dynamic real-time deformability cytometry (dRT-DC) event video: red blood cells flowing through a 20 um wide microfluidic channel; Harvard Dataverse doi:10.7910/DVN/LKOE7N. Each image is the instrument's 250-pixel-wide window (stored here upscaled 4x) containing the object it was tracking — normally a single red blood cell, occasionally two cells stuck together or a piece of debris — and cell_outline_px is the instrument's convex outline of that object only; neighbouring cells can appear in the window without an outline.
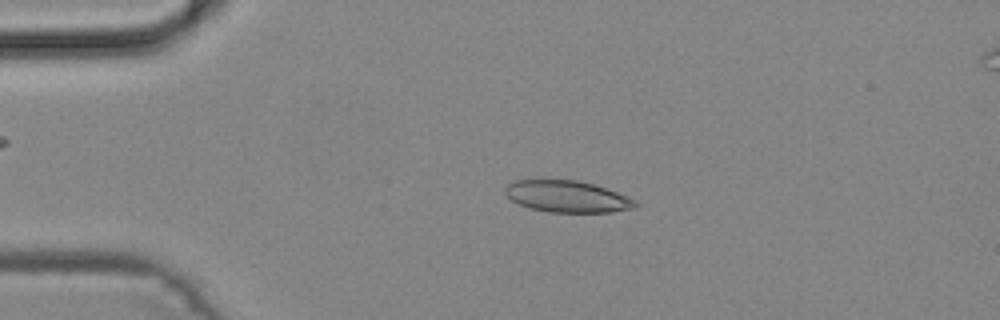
{"species": "common noctule bat (a hibernating species)", "species_latin": "Nyctalus noctula", "temperature_condition": "cold", "stored_images_in_passage": 48, "camera_frame_rate_fps": 3000, "um_per_image_px": 0.085, "animal": {"sex": "male", "body_mass_g": 19.2, "forearm_length_mm": 51.8}, "frame": {"image": 1, "passage_image": 10, "time_ms": 3.0, "image_size_px": [1000, 320], "cell_outline_px": [[640, 204], [636, 208], [612, 212], [548, 212], [532, 208], [520, 204], [512, 200], [504, 192], [504, 188], [512, 180], [576, 180], [608, 188], [628, 196], [636, 200]], "centroid_in_image_um": [48.26, 16.7], "position_along_channel_um": 36.7, "area_um2": 24.1}}
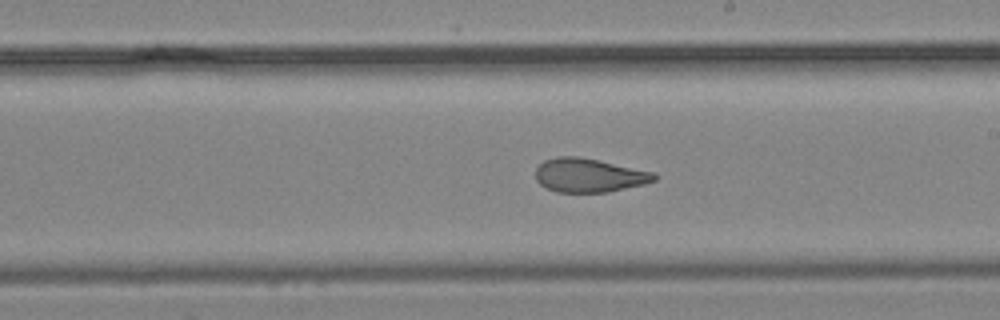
{"frame": {"image": 2, "passage_image": 27, "time_ms": 8.667, "image_size_px": [1000, 320], "cell_outline_px": [[660, 176], [656, 180], [644, 184], [608, 192], [556, 192], [540, 184], [536, 180], [536, 168], [544, 160], [556, 156], [580, 156], [656, 172]], "centroid_in_image_um": [50.1, 14.89], "position_along_channel_um": 238.9, "area_um2": 23.64}}
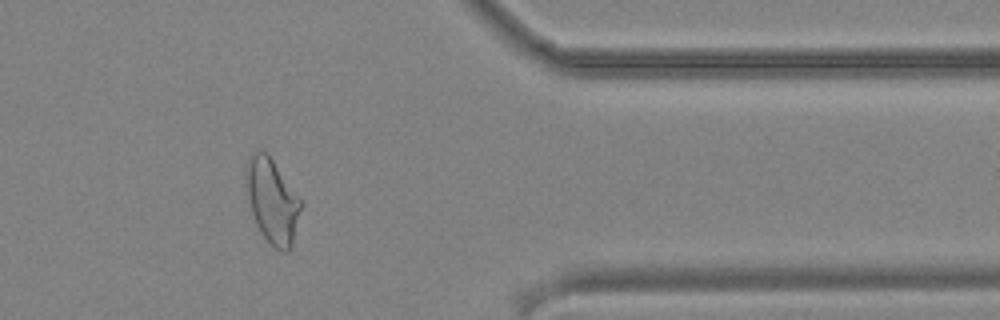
{"frame": {"image": 3, "passage_image": 39, "time_ms": 12.667, "image_size_px": [1000, 320], "cell_outline_px": [[300, 208], [292, 248], [288, 252], [284, 252], [276, 248], [260, 232], [256, 224], [252, 212], [244, 184], [244, 168], [248, 160], [260, 148], [268, 152], [300, 200]], "centroid_in_image_um": [23.09, 17.04], "position_along_channel_um": 388.3, "area_um2": 26.76}}